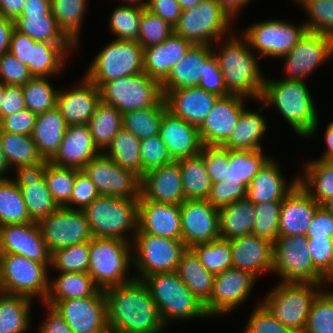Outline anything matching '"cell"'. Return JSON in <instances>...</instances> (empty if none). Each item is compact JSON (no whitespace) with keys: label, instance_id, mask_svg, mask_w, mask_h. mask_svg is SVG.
I'll return each mask as SVG.
<instances>
[{"label":"cell","instance_id":"1","mask_svg":"<svg viewBox=\"0 0 333 333\" xmlns=\"http://www.w3.org/2000/svg\"><path fill=\"white\" fill-rule=\"evenodd\" d=\"M110 333H162L167 328L143 280L104 290Z\"/></svg>","mask_w":333,"mask_h":333},{"label":"cell","instance_id":"2","mask_svg":"<svg viewBox=\"0 0 333 333\" xmlns=\"http://www.w3.org/2000/svg\"><path fill=\"white\" fill-rule=\"evenodd\" d=\"M233 33L226 36L224 41L219 39L216 44H213V46L220 45L219 52L214 51L216 49L212 46L225 86L230 94L252 98V100L260 99L265 76L262 75L259 65V57H257L259 54L255 55L243 35L238 37L236 33ZM219 41H222L223 45Z\"/></svg>","mask_w":333,"mask_h":333},{"label":"cell","instance_id":"3","mask_svg":"<svg viewBox=\"0 0 333 333\" xmlns=\"http://www.w3.org/2000/svg\"><path fill=\"white\" fill-rule=\"evenodd\" d=\"M306 81L265 78L260 99L277 111L300 138H311L318 128V110Z\"/></svg>","mask_w":333,"mask_h":333},{"label":"cell","instance_id":"4","mask_svg":"<svg viewBox=\"0 0 333 333\" xmlns=\"http://www.w3.org/2000/svg\"><path fill=\"white\" fill-rule=\"evenodd\" d=\"M83 211L94 238L133 242L138 230V199L100 195Z\"/></svg>","mask_w":333,"mask_h":333},{"label":"cell","instance_id":"5","mask_svg":"<svg viewBox=\"0 0 333 333\" xmlns=\"http://www.w3.org/2000/svg\"><path fill=\"white\" fill-rule=\"evenodd\" d=\"M143 281L166 327L176 320L209 318L204 304L186 287L176 271L156 273L145 277Z\"/></svg>","mask_w":333,"mask_h":333},{"label":"cell","instance_id":"6","mask_svg":"<svg viewBox=\"0 0 333 333\" xmlns=\"http://www.w3.org/2000/svg\"><path fill=\"white\" fill-rule=\"evenodd\" d=\"M323 285L279 281L260 303L284 326L302 333L314 299L325 289Z\"/></svg>","mask_w":333,"mask_h":333},{"label":"cell","instance_id":"7","mask_svg":"<svg viewBox=\"0 0 333 333\" xmlns=\"http://www.w3.org/2000/svg\"><path fill=\"white\" fill-rule=\"evenodd\" d=\"M131 247L132 243L118 238H93L90 241L87 273L101 290L135 278L128 274L130 266L133 265Z\"/></svg>","mask_w":333,"mask_h":333},{"label":"cell","instance_id":"8","mask_svg":"<svg viewBox=\"0 0 333 333\" xmlns=\"http://www.w3.org/2000/svg\"><path fill=\"white\" fill-rule=\"evenodd\" d=\"M50 263H39L16 254H0V292L38 297L45 302L49 293Z\"/></svg>","mask_w":333,"mask_h":333},{"label":"cell","instance_id":"9","mask_svg":"<svg viewBox=\"0 0 333 333\" xmlns=\"http://www.w3.org/2000/svg\"><path fill=\"white\" fill-rule=\"evenodd\" d=\"M232 20L216 0H201L194 8L182 11L174 33L193 44L212 46L232 33Z\"/></svg>","mask_w":333,"mask_h":333},{"label":"cell","instance_id":"10","mask_svg":"<svg viewBox=\"0 0 333 333\" xmlns=\"http://www.w3.org/2000/svg\"><path fill=\"white\" fill-rule=\"evenodd\" d=\"M143 72V47L137 41L115 38L94 57L85 76L99 88L104 82Z\"/></svg>","mask_w":333,"mask_h":333},{"label":"cell","instance_id":"11","mask_svg":"<svg viewBox=\"0 0 333 333\" xmlns=\"http://www.w3.org/2000/svg\"><path fill=\"white\" fill-rule=\"evenodd\" d=\"M99 93L101 102L121 113L153 107L164 100L162 83L145 72L104 82Z\"/></svg>","mask_w":333,"mask_h":333},{"label":"cell","instance_id":"12","mask_svg":"<svg viewBox=\"0 0 333 333\" xmlns=\"http://www.w3.org/2000/svg\"><path fill=\"white\" fill-rule=\"evenodd\" d=\"M133 266L138 273L136 279L177 270L183 253L188 249L182 240L158 237L136 231L132 242Z\"/></svg>","mask_w":333,"mask_h":333},{"label":"cell","instance_id":"13","mask_svg":"<svg viewBox=\"0 0 333 333\" xmlns=\"http://www.w3.org/2000/svg\"><path fill=\"white\" fill-rule=\"evenodd\" d=\"M76 44H55L35 41L29 36L14 29L11 35L9 52L21 63L27 65L33 77L58 76L65 67V60Z\"/></svg>","mask_w":333,"mask_h":333},{"label":"cell","instance_id":"14","mask_svg":"<svg viewBox=\"0 0 333 333\" xmlns=\"http://www.w3.org/2000/svg\"><path fill=\"white\" fill-rule=\"evenodd\" d=\"M273 247V274L278 273L281 281L330 285L315 269L305 235L278 237Z\"/></svg>","mask_w":333,"mask_h":333},{"label":"cell","instance_id":"15","mask_svg":"<svg viewBox=\"0 0 333 333\" xmlns=\"http://www.w3.org/2000/svg\"><path fill=\"white\" fill-rule=\"evenodd\" d=\"M306 26L281 20L258 21L242 33L249 47L261 57L282 58L290 52L306 32Z\"/></svg>","mask_w":333,"mask_h":333},{"label":"cell","instance_id":"16","mask_svg":"<svg viewBox=\"0 0 333 333\" xmlns=\"http://www.w3.org/2000/svg\"><path fill=\"white\" fill-rule=\"evenodd\" d=\"M285 57V58H284ZM333 57V38L317 32L306 31L295 47L281 59H285L286 81H304L321 64Z\"/></svg>","mask_w":333,"mask_h":333},{"label":"cell","instance_id":"17","mask_svg":"<svg viewBox=\"0 0 333 333\" xmlns=\"http://www.w3.org/2000/svg\"><path fill=\"white\" fill-rule=\"evenodd\" d=\"M56 309L73 333H110L107 318V300L104 290L86 298L63 301H45Z\"/></svg>","mask_w":333,"mask_h":333},{"label":"cell","instance_id":"18","mask_svg":"<svg viewBox=\"0 0 333 333\" xmlns=\"http://www.w3.org/2000/svg\"><path fill=\"white\" fill-rule=\"evenodd\" d=\"M38 224L51 253L94 238L83 210L58 207Z\"/></svg>","mask_w":333,"mask_h":333},{"label":"cell","instance_id":"19","mask_svg":"<svg viewBox=\"0 0 333 333\" xmlns=\"http://www.w3.org/2000/svg\"><path fill=\"white\" fill-rule=\"evenodd\" d=\"M257 279L251 272L234 267L216 274L211 296L204 305L209 318L225 316L248 300Z\"/></svg>","mask_w":333,"mask_h":333},{"label":"cell","instance_id":"20","mask_svg":"<svg viewBox=\"0 0 333 333\" xmlns=\"http://www.w3.org/2000/svg\"><path fill=\"white\" fill-rule=\"evenodd\" d=\"M82 170L95 184L100 195L140 198L141 178L103 153L91 159Z\"/></svg>","mask_w":333,"mask_h":333},{"label":"cell","instance_id":"21","mask_svg":"<svg viewBox=\"0 0 333 333\" xmlns=\"http://www.w3.org/2000/svg\"><path fill=\"white\" fill-rule=\"evenodd\" d=\"M180 215L182 241L187 248L220 238L219 212L208 200H185Z\"/></svg>","mask_w":333,"mask_h":333},{"label":"cell","instance_id":"22","mask_svg":"<svg viewBox=\"0 0 333 333\" xmlns=\"http://www.w3.org/2000/svg\"><path fill=\"white\" fill-rule=\"evenodd\" d=\"M244 96L230 94L219 99L198 127L204 146H222L231 136L244 110Z\"/></svg>","mask_w":333,"mask_h":333},{"label":"cell","instance_id":"23","mask_svg":"<svg viewBox=\"0 0 333 333\" xmlns=\"http://www.w3.org/2000/svg\"><path fill=\"white\" fill-rule=\"evenodd\" d=\"M0 254H16L50 263L51 252L37 222L0 226Z\"/></svg>","mask_w":333,"mask_h":333},{"label":"cell","instance_id":"24","mask_svg":"<svg viewBox=\"0 0 333 333\" xmlns=\"http://www.w3.org/2000/svg\"><path fill=\"white\" fill-rule=\"evenodd\" d=\"M140 195L148 201L181 205L185 197L177 161L144 173L141 177Z\"/></svg>","mask_w":333,"mask_h":333},{"label":"cell","instance_id":"25","mask_svg":"<svg viewBox=\"0 0 333 333\" xmlns=\"http://www.w3.org/2000/svg\"><path fill=\"white\" fill-rule=\"evenodd\" d=\"M181 205L138 199V229L147 234L182 240Z\"/></svg>","mask_w":333,"mask_h":333},{"label":"cell","instance_id":"26","mask_svg":"<svg viewBox=\"0 0 333 333\" xmlns=\"http://www.w3.org/2000/svg\"><path fill=\"white\" fill-rule=\"evenodd\" d=\"M99 102V88L84 75L76 87L74 85L70 90L60 88L56 107L64 117L67 126L88 125Z\"/></svg>","mask_w":333,"mask_h":333},{"label":"cell","instance_id":"27","mask_svg":"<svg viewBox=\"0 0 333 333\" xmlns=\"http://www.w3.org/2000/svg\"><path fill=\"white\" fill-rule=\"evenodd\" d=\"M229 241L232 267L249 271L257 278L264 272H273L274 247L271 240L249 234Z\"/></svg>","mask_w":333,"mask_h":333},{"label":"cell","instance_id":"28","mask_svg":"<svg viewBox=\"0 0 333 333\" xmlns=\"http://www.w3.org/2000/svg\"><path fill=\"white\" fill-rule=\"evenodd\" d=\"M220 96L196 86L174 89L164 95L167 110L174 116L199 127Z\"/></svg>","mask_w":333,"mask_h":333},{"label":"cell","instance_id":"29","mask_svg":"<svg viewBox=\"0 0 333 333\" xmlns=\"http://www.w3.org/2000/svg\"><path fill=\"white\" fill-rule=\"evenodd\" d=\"M159 135L173 161L199 155L204 147L198 127L167 111Z\"/></svg>","mask_w":333,"mask_h":333},{"label":"cell","instance_id":"30","mask_svg":"<svg viewBox=\"0 0 333 333\" xmlns=\"http://www.w3.org/2000/svg\"><path fill=\"white\" fill-rule=\"evenodd\" d=\"M100 154L88 125H70L65 130L58 151L49 162L59 167L82 170L91 159Z\"/></svg>","mask_w":333,"mask_h":333},{"label":"cell","instance_id":"31","mask_svg":"<svg viewBox=\"0 0 333 333\" xmlns=\"http://www.w3.org/2000/svg\"><path fill=\"white\" fill-rule=\"evenodd\" d=\"M320 206L297 184L282 200L278 237L305 235Z\"/></svg>","mask_w":333,"mask_h":333},{"label":"cell","instance_id":"32","mask_svg":"<svg viewBox=\"0 0 333 333\" xmlns=\"http://www.w3.org/2000/svg\"><path fill=\"white\" fill-rule=\"evenodd\" d=\"M14 180L25 201L30 220L39 223L59 206L47 188L43 166L39 169L16 170Z\"/></svg>","mask_w":333,"mask_h":333},{"label":"cell","instance_id":"33","mask_svg":"<svg viewBox=\"0 0 333 333\" xmlns=\"http://www.w3.org/2000/svg\"><path fill=\"white\" fill-rule=\"evenodd\" d=\"M278 163L270 158L247 186L246 198L254 205L282 201L298 184V176L286 183Z\"/></svg>","mask_w":333,"mask_h":333},{"label":"cell","instance_id":"34","mask_svg":"<svg viewBox=\"0 0 333 333\" xmlns=\"http://www.w3.org/2000/svg\"><path fill=\"white\" fill-rule=\"evenodd\" d=\"M193 45L173 33L164 42L144 48V72L162 83Z\"/></svg>","mask_w":333,"mask_h":333},{"label":"cell","instance_id":"35","mask_svg":"<svg viewBox=\"0 0 333 333\" xmlns=\"http://www.w3.org/2000/svg\"><path fill=\"white\" fill-rule=\"evenodd\" d=\"M212 55V46L194 44L162 82L163 94L174 89L198 86L200 79L204 77L205 62Z\"/></svg>","mask_w":333,"mask_h":333},{"label":"cell","instance_id":"36","mask_svg":"<svg viewBox=\"0 0 333 333\" xmlns=\"http://www.w3.org/2000/svg\"><path fill=\"white\" fill-rule=\"evenodd\" d=\"M257 101L262 103L258 112L246 109L244 106L236 127L230 138L222 145L223 148L238 151L263 149L262 137L265 135L268 125L261 113L263 109L267 108V105L261 99H257Z\"/></svg>","mask_w":333,"mask_h":333},{"label":"cell","instance_id":"37","mask_svg":"<svg viewBox=\"0 0 333 333\" xmlns=\"http://www.w3.org/2000/svg\"><path fill=\"white\" fill-rule=\"evenodd\" d=\"M66 128L64 117L57 107L37 114L31 137L45 161H49L58 151Z\"/></svg>","mask_w":333,"mask_h":333},{"label":"cell","instance_id":"38","mask_svg":"<svg viewBox=\"0 0 333 333\" xmlns=\"http://www.w3.org/2000/svg\"><path fill=\"white\" fill-rule=\"evenodd\" d=\"M219 233L223 240H234L252 234L255 217L254 204L247 198L218 209Z\"/></svg>","mask_w":333,"mask_h":333},{"label":"cell","instance_id":"39","mask_svg":"<svg viewBox=\"0 0 333 333\" xmlns=\"http://www.w3.org/2000/svg\"><path fill=\"white\" fill-rule=\"evenodd\" d=\"M0 144L10 169H39L46 162L31 136L0 131Z\"/></svg>","mask_w":333,"mask_h":333},{"label":"cell","instance_id":"40","mask_svg":"<svg viewBox=\"0 0 333 333\" xmlns=\"http://www.w3.org/2000/svg\"><path fill=\"white\" fill-rule=\"evenodd\" d=\"M176 273L199 301L204 305L209 301L215 275L206 269L190 248L183 253Z\"/></svg>","mask_w":333,"mask_h":333},{"label":"cell","instance_id":"41","mask_svg":"<svg viewBox=\"0 0 333 333\" xmlns=\"http://www.w3.org/2000/svg\"><path fill=\"white\" fill-rule=\"evenodd\" d=\"M298 184L320 205L333 197V161L311 159L304 165Z\"/></svg>","mask_w":333,"mask_h":333},{"label":"cell","instance_id":"42","mask_svg":"<svg viewBox=\"0 0 333 333\" xmlns=\"http://www.w3.org/2000/svg\"><path fill=\"white\" fill-rule=\"evenodd\" d=\"M49 280V293L45 301H63L96 295L101 289L88 273L59 272Z\"/></svg>","mask_w":333,"mask_h":333},{"label":"cell","instance_id":"43","mask_svg":"<svg viewBox=\"0 0 333 333\" xmlns=\"http://www.w3.org/2000/svg\"><path fill=\"white\" fill-rule=\"evenodd\" d=\"M14 22L16 30L35 41L75 44L60 28L52 12L48 15H19Z\"/></svg>","mask_w":333,"mask_h":333},{"label":"cell","instance_id":"44","mask_svg":"<svg viewBox=\"0 0 333 333\" xmlns=\"http://www.w3.org/2000/svg\"><path fill=\"white\" fill-rule=\"evenodd\" d=\"M176 161L180 167L185 200H207L212 182L203 157L199 154Z\"/></svg>","mask_w":333,"mask_h":333},{"label":"cell","instance_id":"45","mask_svg":"<svg viewBox=\"0 0 333 333\" xmlns=\"http://www.w3.org/2000/svg\"><path fill=\"white\" fill-rule=\"evenodd\" d=\"M31 302L26 296L0 292V333H24L30 329Z\"/></svg>","mask_w":333,"mask_h":333},{"label":"cell","instance_id":"46","mask_svg":"<svg viewBox=\"0 0 333 333\" xmlns=\"http://www.w3.org/2000/svg\"><path fill=\"white\" fill-rule=\"evenodd\" d=\"M123 113L112 105L99 102L91 116L88 126L98 150L103 153L112 139L123 128Z\"/></svg>","mask_w":333,"mask_h":333},{"label":"cell","instance_id":"47","mask_svg":"<svg viewBox=\"0 0 333 333\" xmlns=\"http://www.w3.org/2000/svg\"><path fill=\"white\" fill-rule=\"evenodd\" d=\"M141 140L132 132L120 129L112 139L109 147L104 151L107 157L111 158L122 168L128 169L140 178L144 175L140 156Z\"/></svg>","mask_w":333,"mask_h":333},{"label":"cell","instance_id":"48","mask_svg":"<svg viewBox=\"0 0 333 333\" xmlns=\"http://www.w3.org/2000/svg\"><path fill=\"white\" fill-rule=\"evenodd\" d=\"M29 222L32 221L16 181L0 179V226Z\"/></svg>","mask_w":333,"mask_h":333},{"label":"cell","instance_id":"49","mask_svg":"<svg viewBox=\"0 0 333 333\" xmlns=\"http://www.w3.org/2000/svg\"><path fill=\"white\" fill-rule=\"evenodd\" d=\"M165 100L160 104L123 113V128L132 132L140 140L156 136L160 131V124L167 112Z\"/></svg>","mask_w":333,"mask_h":333},{"label":"cell","instance_id":"50","mask_svg":"<svg viewBox=\"0 0 333 333\" xmlns=\"http://www.w3.org/2000/svg\"><path fill=\"white\" fill-rule=\"evenodd\" d=\"M260 150H229V169L225 181L242 182L246 187L270 159Z\"/></svg>","mask_w":333,"mask_h":333},{"label":"cell","instance_id":"51","mask_svg":"<svg viewBox=\"0 0 333 333\" xmlns=\"http://www.w3.org/2000/svg\"><path fill=\"white\" fill-rule=\"evenodd\" d=\"M87 0H51V12L64 33L77 45Z\"/></svg>","mask_w":333,"mask_h":333},{"label":"cell","instance_id":"52","mask_svg":"<svg viewBox=\"0 0 333 333\" xmlns=\"http://www.w3.org/2000/svg\"><path fill=\"white\" fill-rule=\"evenodd\" d=\"M76 168L59 167L46 161L43 165V176L54 201L59 207H64L72 196Z\"/></svg>","mask_w":333,"mask_h":333},{"label":"cell","instance_id":"53","mask_svg":"<svg viewBox=\"0 0 333 333\" xmlns=\"http://www.w3.org/2000/svg\"><path fill=\"white\" fill-rule=\"evenodd\" d=\"M49 78L32 77L23 88L25 108L36 114L44 113L56 107L58 91Z\"/></svg>","mask_w":333,"mask_h":333},{"label":"cell","instance_id":"54","mask_svg":"<svg viewBox=\"0 0 333 333\" xmlns=\"http://www.w3.org/2000/svg\"><path fill=\"white\" fill-rule=\"evenodd\" d=\"M200 262L216 275L232 267L230 241L221 238L209 243L195 244L190 248Z\"/></svg>","mask_w":333,"mask_h":333},{"label":"cell","instance_id":"55","mask_svg":"<svg viewBox=\"0 0 333 333\" xmlns=\"http://www.w3.org/2000/svg\"><path fill=\"white\" fill-rule=\"evenodd\" d=\"M143 7L136 5H119L109 17V31L118 40L137 41Z\"/></svg>","mask_w":333,"mask_h":333},{"label":"cell","instance_id":"56","mask_svg":"<svg viewBox=\"0 0 333 333\" xmlns=\"http://www.w3.org/2000/svg\"><path fill=\"white\" fill-rule=\"evenodd\" d=\"M90 242L74 244L51 253L50 267L56 272L87 273L89 268Z\"/></svg>","mask_w":333,"mask_h":333},{"label":"cell","instance_id":"57","mask_svg":"<svg viewBox=\"0 0 333 333\" xmlns=\"http://www.w3.org/2000/svg\"><path fill=\"white\" fill-rule=\"evenodd\" d=\"M302 333H333V290H322L314 299Z\"/></svg>","mask_w":333,"mask_h":333},{"label":"cell","instance_id":"58","mask_svg":"<svg viewBox=\"0 0 333 333\" xmlns=\"http://www.w3.org/2000/svg\"><path fill=\"white\" fill-rule=\"evenodd\" d=\"M300 6L309 17L304 21L307 31L333 38V0H306Z\"/></svg>","mask_w":333,"mask_h":333},{"label":"cell","instance_id":"59","mask_svg":"<svg viewBox=\"0 0 333 333\" xmlns=\"http://www.w3.org/2000/svg\"><path fill=\"white\" fill-rule=\"evenodd\" d=\"M173 33V26L143 7L137 40L143 49L164 42Z\"/></svg>","mask_w":333,"mask_h":333},{"label":"cell","instance_id":"60","mask_svg":"<svg viewBox=\"0 0 333 333\" xmlns=\"http://www.w3.org/2000/svg\"><path fill=\"white\" fill-rule=\"evenodd\" d=\"M282 201L255 204V223L252 234L274 242L278 238V228Z\"/></svg>","mask_w":333,"mask_h":333},{"label":"cell","instance_id":"61","mask_svg":"<svg viewBox=\"0 0 333 333\" xmlns=\"http://www.w3.org/2000/svg\"><path fill=\"white\" fill-rule=\"evenodd\" d=\"M312 263L315 269L333 284V238H307Z\"/></svg>","mask_w":333,"mask_h":333},{"label":"cell","instance_id":"62","mask_svg":"<svg viewBox=\"0 0 333 333\" xmlns=\"http://www.w3.org/2000/svg\"><path fill=\"white\" fill-rule=\"evenodd\" d=\"M140 149L141 165L144 173L173 161L159 134L141 140Z\"/></svg>","mask_w":333,"mask_h":333},{"label":"cell","instance_id":"63","mask_svg":"<svg viewBox=\"0 0 333 333\" xmlns=\"http://www.w3.org/2000/svg\"><path fill=\"white\" fill-rule=\"evenodd\" d=\"M249 317L243 333H296L278 321L259 301Z\"/></svg>","mask_w":333,"mask_h":333},{"label":"cell","instance_id":"64","mask_svg":"<svg viewBox=\"0 0 333 333\" xmlns=\"http://www.w3.org/2000/svg\"><path fill=\"white\" fill-rule=\"evenodd\" d=\"M200 155L211 182L225 181L229 169V150L222 146H204Z\"/></svg>","mask_w":333,"mask_h":333},{"label":"cell","instance_id":"65","mask_svg":"<svg viewBox=\"0 0 333 333\" xmlns=\"http://www.w3.org/2000/svg\"><path fill=\"white\" fill-rule=\"evenodd\" d=\"M32 77L27 65L21 63L10 52L0 55V81L3 84L23 86Z\"/></svg>","mask_w":333,"mask_h":333},{"label":"cell","instance_id":"66","mask_svg":"<svg viewBox=\"0 0 333 333\" xmlns=\"http://www.w3.org/2000/svg\"><path fill=\"white\" fill-rule=\"evenodd\" d=\"M247 187L242 182L221 181L212 183L208 201L217 209L246 198Z\"/></svg>","mask_w":333,"mask_h":333},{"label":"cell","instance_id":"67","mask_svg":"<svg viewBox=\"0 0 333 333\" xmlns=\"http://www.w3.org/2000/svg\"><path fill=\"white\" fill-rule=\"evenodd\" d=\"M100 194L97 191L95 184L87 176V174L80 170L76 174L74 188L70 201L64 206L70 209L83 210L87 205L92 203ZM74 205V207H72ZM76 205V207H75Z\"/></svg>","mask_w":333,"mask_h":333},{"label":"cell","instance_id":"68","mask_svg":"<svg viewBox=\"0 0 333 333\" xmlns=\"http://www.w3.org/2000/svg\"><path fill=\"white\" fill-rule=\"evenodd\" d=\"M37 114L24 109L0 119V131L31 136Z\"/></svg>","mask_w":333,"mask_h":333},{"label":"cell","instance_id":"69","mask_svg":"<svg viewBox=\"0 0 333 333\" xmlns=\"http://www.w3.org/2000/svg\"><path fill=\"white\" fill-rule=\"evenodd\" d=\"M198 87L207 92L217 94L220 97L230 95L214 54L205 62L204 77L200 79Z\"/></svg>","mask_w":333,"mask_h":333},{"label":"cell","instance_id":"70","mask_svg":"<svg viewBox=\"0 0 333 333\" xmlns=\"http://www.w3.org/2000/svg\"><path fill=\"white\" fill-rule=\"evenodd\" d=\"M307 238L331 237L333 238V213L322 205L317 209L309 228L306 231Z\"/></svg>","mask_w":333,"mask_h":333},{"label":"cell","instance_id":"71","mask_svg":"<svg viewBox=\"0 0 333 333\" xmlns=\"http://www.w3.org/2000/svg\"><path fill=\"white\" fill-rule=\"evenodd\" d=\"M145 8L173 27L178 23L182 13L178 0H147Z\"/></svg>","mask_w":333,"mask_h":333},{"label":"cell","instance_id":"72","mask_svg":"<svg viewBox=\"0 0 333 333\" xmlns=\"http://www.w3.org/2000/svg\"><path fill=\"white\" fill-rule=\"evenodd\" d=\"M25 109L22 86L6 85L0 105V119Z\"/></svg>","mask_w":333,"mask_h":333},{"label":"cell","instance_id":"73","mask_svg":"<svg viewBox=\"0 0 333 333\" xmlns=\"http://www.w3.org/2000/svg\"><path fill=\"white\" fill-rule=\"evenodd\" d=\"M49 311L46 320L39 324V333H73L64 318L52 306L45 304Z\"/></svg>","mask_w":333,"mask_h":333},{"label":"cell","instance_id":"74","mask_svg":"<svg viewBox=\"0 0 333 333\" xmlns=\"http://www.w3.org/2000/svg\"><path fill=\"white\" fill-rule=\"evenodd\" d=\"M14 29V20L7 18L0 13V55L9 52L11 35Z\"/></svg>","mask_w":333,"mask_h":333},{"label":"cell","instance_id":"75","mask_svg":"<svg viewBox=\"0 0 333 333\" xmlns=\"http://www.w3.org/2000/svg\"><path fill=\"white\" fill-rule=\"evenodd\" d=\"M51 12V0H26L20 15H48Z\"/></svg>","mask_w":333,"mask_h":333},{"label":"cell","instance_id":"76","mask_svg":"<svg viewBox=\"0 0 333 333\" xmlns=\"http://www.w3.org/2000/svg\"><path fill=\"white\" fill-rule=\"evenodd\" d=\"M25 2L26 0H0V13L15 20L20 15Z\"/></svg>","mask_w":333,"mask_h":333},{"label":"cell","instance_id":"77","mask_svg":"<svg viewBox=\"0 0 333 333\" xmlns=\"http://www.w3.org/2000/svg\"><path fill=\"white\" fill-rule=\"evenodd\" d=\"M220 6L228 13L233 19L238 16L243 7L247 6L252 0H216Z\"/></svg>","mask_w":333,"mask_h":333},{"label":"cell","instance_id":"78","mask_svg":"<svg viewBox=\"0 0 333 333\" xmlns=\"http://www.w3.org/2000/svg\"><path fill=\"white\" fill-rule=\"evenodd\" d=\"M325 143L327 145L322 157L319 158L324 161H333V121H331L324 134Z\"/></svg>","mask_w":333,"mask_h":333},{"label":"cell","instance_id":"79","mask_svg":"<svg viewBox=\"0 0 333 333\" xmlns=\"http://www.w3.org/2000/svg\"><path fill=\"white\" fill-rule=\"evenodd\" d=\"M11 170L9 167V164L5 158V155L3 153V150L1 148V144H0V179H6L9 178L7 177V172ZM6 174V176H5Z\"/></svg>","mask_w":333,"mask_h":333},{"label":"cell","instance_id":"80","mask_svg":"<svg viewBox=\"0 0 333 333\" xmlns=\"http://www.w3.org/2000/svg\"><path fill=\"white\" fill-rule=\"evenodd\" d=\"M200 2L201 0H178L182 11L194 8Z\"/></svg>","mask_w":333,"mask_h":333}]
</instances>
